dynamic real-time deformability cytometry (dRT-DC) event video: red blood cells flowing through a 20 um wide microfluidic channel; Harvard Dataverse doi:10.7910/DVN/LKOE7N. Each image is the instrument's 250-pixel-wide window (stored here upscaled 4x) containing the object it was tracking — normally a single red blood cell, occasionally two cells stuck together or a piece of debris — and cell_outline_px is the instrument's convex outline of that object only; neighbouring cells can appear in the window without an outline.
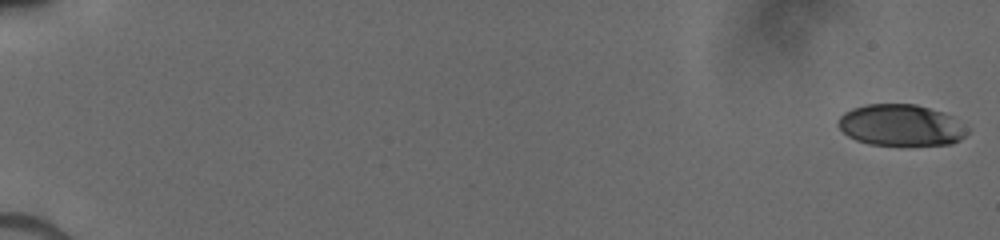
{"species": "human", "species_latin": "Homo sapiens", "temperature_condition": "cold", "stored_images_in_passage": 17, "camera_frame_rate_fps": 3000, "um_per_image_px": 0.085, "donor": {"sex": "male"}, "frame": {"image": 1, "passage_image": 1, "time_ms": 0.0, "image_size_px": [1000, 240], "cell_outline_px": [[968, 132], [960, 140], [952, 144], [868, 144], [856, 140], [848, 136], [836, 124], [836, 120], [844, 112], [852, 108], [864, 104], [916, 104], [944, 112], [952, 116]], "centroid_in_image_um": [76.52, 10.62], "position_along_channel_um": 8.5, "area_um2": 30.92}}
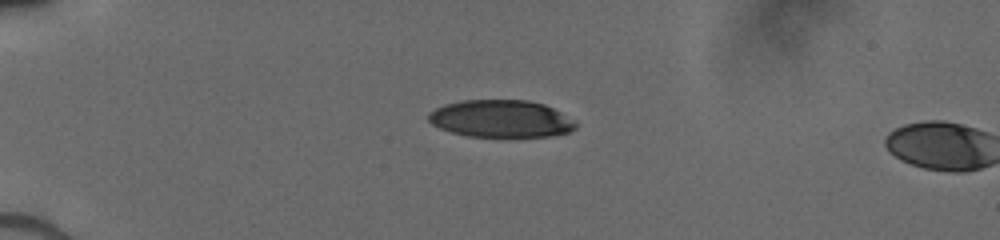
{"frame": {"image": 2, "passage_image": 15, "time_ms": 4.667, "image_size_px": [1000, 240], "cell_outline_px": [[576, 128], [568, 132], [552, 136], [468, 136], [452, 132], [440, 128], [432, 124], [428, 120], [428, 112], [444, 104], [460, 100], [528, 100], [544, 104], [560, 112], [576, 124]], "centroid_in_image_um": [42.53, 10.08], "position_along_channel_um": 42.5, "area_um2": 31.79}}